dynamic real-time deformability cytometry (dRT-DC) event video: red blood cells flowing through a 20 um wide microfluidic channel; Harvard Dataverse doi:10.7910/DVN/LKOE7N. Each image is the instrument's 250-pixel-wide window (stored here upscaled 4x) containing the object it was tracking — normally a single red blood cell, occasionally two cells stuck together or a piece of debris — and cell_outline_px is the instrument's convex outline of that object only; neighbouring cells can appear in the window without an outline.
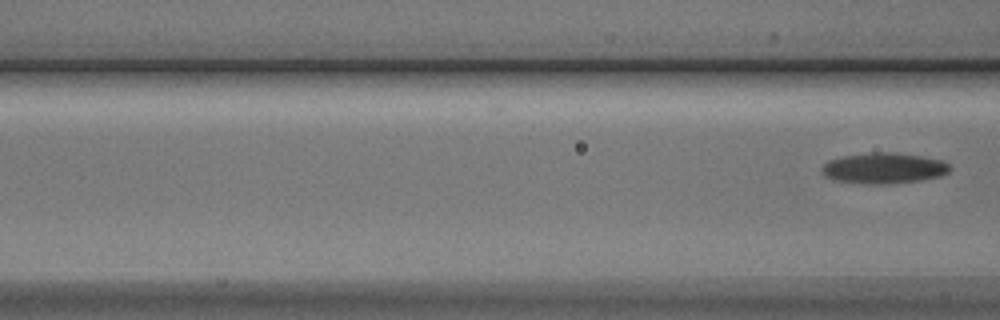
{"species": "Egyptian fruit bat (a non-hibernating species)", "species_latin": "Rousettus aegyptiacus", "temperature_condition": "cold", "stored_images_in_passage": 6, "segment_of_instrument_passage": [2, 2], "camera_frame_rate_fps": 3000, "um_per_image_px": 0.085, "animal": {"sex": "male"}, "frame": {"image": 1, "passage_image": 6, "time_ms": 6.667, "image_size_px": [1000, 320], "cell_outline_px": [[952, 168], [948, 172], [940, 176], [920, 180], [880, 184], [836, 180], [824, 176], [820, 168], [828, 160], [844, 156], [872, 152], [896, 152], [924, 156], [944, 160]], "centroid_in_image_um": [75.15, 14.27], "position_along_channel_um": 91.4, "area_um2": 22.83}}